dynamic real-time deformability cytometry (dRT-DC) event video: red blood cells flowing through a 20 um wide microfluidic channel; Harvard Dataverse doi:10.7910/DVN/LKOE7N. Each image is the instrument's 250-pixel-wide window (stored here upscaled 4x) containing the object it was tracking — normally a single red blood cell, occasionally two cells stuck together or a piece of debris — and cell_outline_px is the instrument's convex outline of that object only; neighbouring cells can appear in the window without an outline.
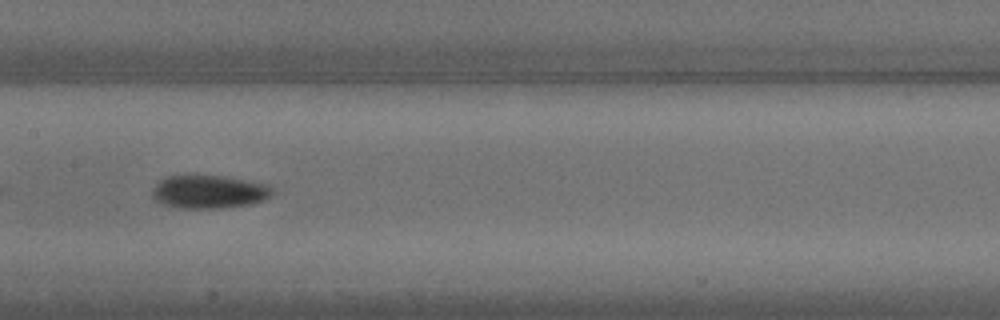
{"species": "common noctule bat (a hibernating species)", "species_latin": "Nyctalus noctula", "temperature_condition": "cold", "stored_images_in_passage": 38, "camera_frame_rate_fps": 3000, "um_per_image_px": 0.085, "animal": {"sex": "male", "body_mass_g": 18.8}, "frame": {"image": 1, "passage_image": 12, "time_ms": 3.667, "image_size_px": [1000, 320], "cell_outline_px": [[268, 196], [260, 200], [240, 204], [196, 208], [172, 204], [160, 200], [156, 196], [156, 188], [164, 180], [172, 176], [212, 176], [240, 180], [268, 188]], "centroid_in_image_um": [17.72, 16.28], "position_along_channel_um": 189.7, "area_um2": 20.06}}
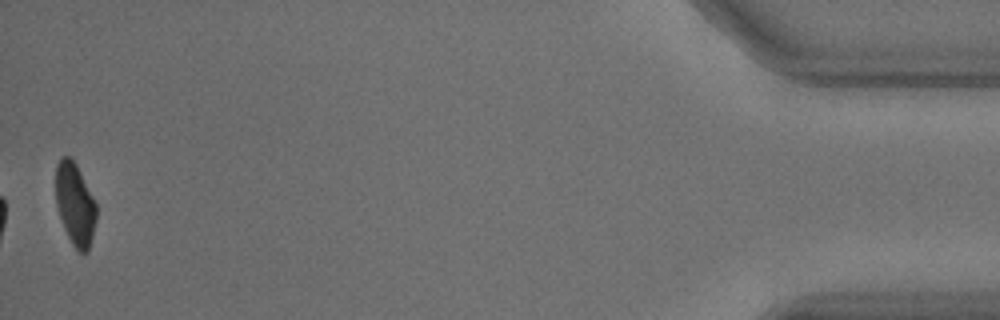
{"frame": {"image": 2, "passage_image": 38, "time_ms": 12.333, "image_size_px": [1000, 320], "cell_outline_px": [[96, 220], [88, 252], [80, 252], [72, 244], [68, 236], [60, 216], [56, 204], [56, 164], [64, 156], [68, 156], [76, 164], [96, 204]], "centroid_in_image_um": [6.38, 17.36], "position_along_channel_um": 428.8, "area_um2": 19.02}, "authors_computed_cell_mechanics": {"area_um2": 19.5653, "velocity_mm_per_s": 3.735, "shape_relaxation_time_tau1_ms": 7.5914, "shape_relaxation_time_tau2_ms": null, "deformation_change_tau1": 0.1631, "deformation_change_tau2": null}}